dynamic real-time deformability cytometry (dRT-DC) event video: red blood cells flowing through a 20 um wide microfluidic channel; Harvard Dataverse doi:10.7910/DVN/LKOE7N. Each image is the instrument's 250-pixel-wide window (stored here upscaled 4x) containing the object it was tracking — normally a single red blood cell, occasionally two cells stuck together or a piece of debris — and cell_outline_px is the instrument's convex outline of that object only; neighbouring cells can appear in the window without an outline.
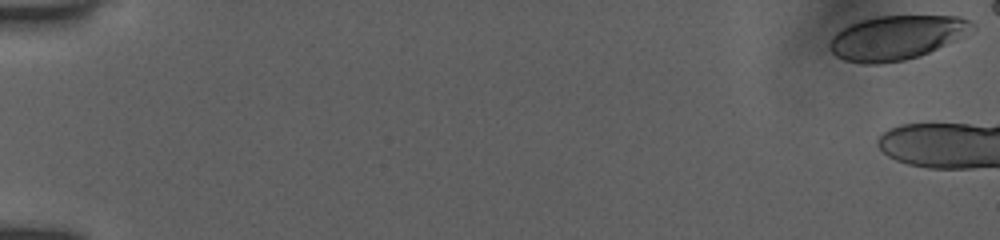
{"species": "human", "species_latin": "Homo sapiens", "temperature_condition": "room temperature", "stored_images_in_passage": 10, "camera_frame_rate_fps": 3000, "um_per_image_px": 0.085, "donor": {"sex": "female"}, "frame": {"image": 1, "passage_image": 1, "time_ms": 0.0, "image_size_px": [1000, 240], "cell_outline_px": [[976, 28], [964, 36], [920, 56], [904, 60], [876, 64], [864, 64], [844, 60], [836, 56], [828, 48], [828, 44], [832, 36], [836, 32], [860, 20], [876, 16], [960, 16], [976, 24]], "centroid_in_image_um": [76.21, 3.19], "position_along_channel_um": 8.8, "area_um2": 36.76}}